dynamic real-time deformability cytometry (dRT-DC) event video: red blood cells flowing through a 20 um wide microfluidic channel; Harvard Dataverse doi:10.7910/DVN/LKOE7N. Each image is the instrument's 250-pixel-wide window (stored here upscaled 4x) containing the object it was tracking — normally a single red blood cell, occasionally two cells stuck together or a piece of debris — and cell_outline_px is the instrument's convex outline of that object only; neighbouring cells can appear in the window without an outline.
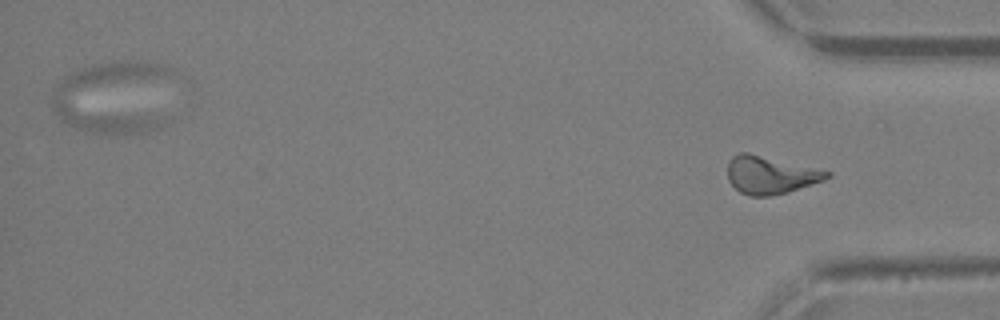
{"species": "Egyptian fruit bat (a non-hibernating species)", "species_latin": "Rousettus aegyptiacus", "temperature_condition": "warm", "stored_images_in_passage": 48, "segment_of_instrument_passage": [2, 2], "camera_frame_rate_fps": 3000, "um_per_image_px": 0.085, "animal": {"sex": "female"}, "frame": {"image": 1, "passage_image": 48, "time_ms": 15.667, "image_size_px": [1000, 320], "cell_outline_px": [[832, 176], [824, 180], [788, 192], [772, 196], [748, 196], [740, 192], [728, 180], [728, 160], [732, 156], [740, 152], [748, 152], [832, 172]], "centroid_in_image_um": [65.47, 14.87], "position_along_channel_um": 369.7, "area_um2": 21.85}}